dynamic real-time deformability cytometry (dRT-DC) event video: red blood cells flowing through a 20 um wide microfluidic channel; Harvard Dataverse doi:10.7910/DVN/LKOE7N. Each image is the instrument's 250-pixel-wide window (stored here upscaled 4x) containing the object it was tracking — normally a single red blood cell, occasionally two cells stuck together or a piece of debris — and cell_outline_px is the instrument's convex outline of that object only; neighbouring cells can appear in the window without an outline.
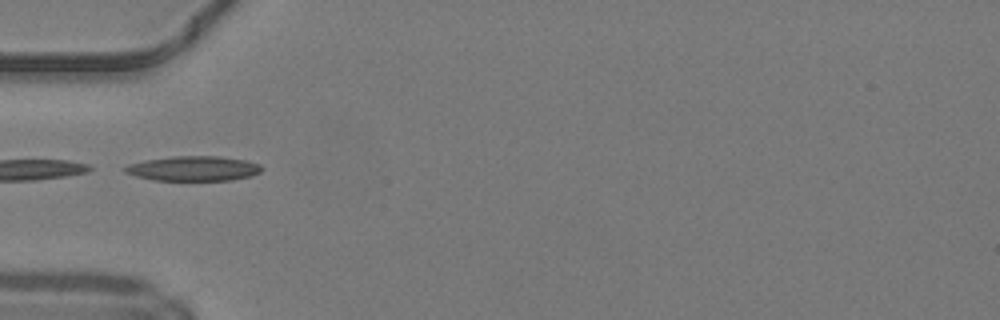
{"species": "common noctule bat (a hibernating species)", "species_latin": "Nyctalus noctula", "temperature_condition": "warm", "stored_images_in_passage": 27, "camera_frame_rate_fps": 3000, "um_per_image_px": 0.085, "animal": {"sex": "male", "body_mass_g": 19.2, "forearm_length_mm": 51.8}, "frame": {"image": 1, "passage_image": 1, "time_ms": 0.0, "image_size_px": [1000, 320], "cell_outline_px": [[264, 168], [260, 172], [252, 176], [232, 180], [152, 180], [136, 176], [124, 172], [124, 168], [128, 164], [144, 160], [172, 156], [220, 156], [248, 160], [260, 164]], "centroid_in_image_um": [16.48, 14.31], "position_along_channel_um": 68.5, "area_um2": 20.0}}